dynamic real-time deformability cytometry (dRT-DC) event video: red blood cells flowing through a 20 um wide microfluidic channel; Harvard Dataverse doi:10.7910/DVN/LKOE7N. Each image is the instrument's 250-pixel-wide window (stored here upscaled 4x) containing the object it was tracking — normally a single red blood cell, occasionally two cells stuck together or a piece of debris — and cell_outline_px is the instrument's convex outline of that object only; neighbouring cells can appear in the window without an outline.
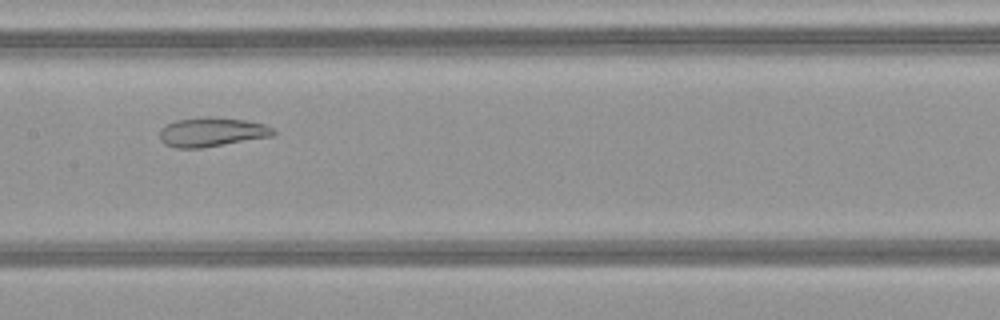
{"species": "common noctule bat (a hibernating species)", "species_latin": "Nyctalus noctula", "temperature_condition": "warm", "stored_images_in_passage": 38, "camera_frame_rate_fps": 3000, "um_per_image_px": 0.085, "animal": {"sex": "female", "body_mass_g": 21.9}, "frame": {"image": 1, "passage_image": 14, "time_ms": 4.333, "image_size_px": [1000, 320], "cell_outline_px": [[276, 132], [272, 136], [204, 148], [176, 148], [164, 144], [160, 140], [160, 128], [164, 124], [176, 120], [204, 116], [208, 116], [244, 120], [264, 124], [272, 128]], "centroid_in_image_um": [17.95, 11.22], "position_along_channel_um": 189.4, "area_um2": 19.54}}
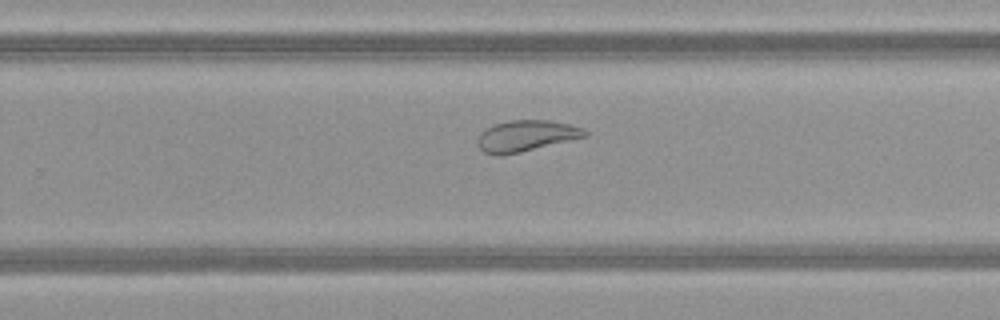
{"frame": {"image": 2, "passage_image": 21, "time_ms": 6.667, "image_size_px": [1000, 320], "cell_outline_px": [[588, 136], [520, 152], [500, 156], [496, 156], [484, 152], [480, 148], [476, 140], [480, 132], [496, 124], [512, 120], [548, 120], [568, 124], [584, 128], [588, 132]], "centroid_in_image_um": [44.72, 11.55], "position_along_channel_um": 285.1, "area_um2": 19.36}}
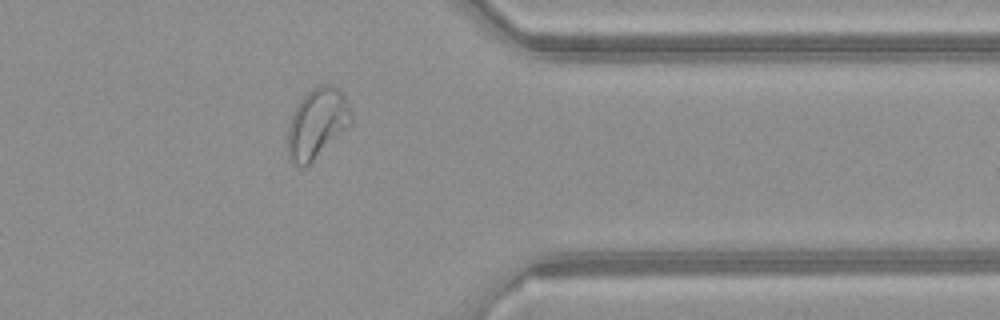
{"frame": {"image": 3, "passage_image": 29, "time_ms": 9.333, "image_size_px": [1000, 320], "cell_outline_px": [[352, 120], [304, 168], [300, 168], [288, 160], [288, 124], [300, 100], [312, 88], [320, 84], [328, 84], [336, 88], [344, 96], [352, 112]], "centroid_in_image_um": [26.9, 10.47], "position_along_channel_um": 384.5, "area_um2": 25.03}, "authors_computed_cell_mechanics": {"area_um2": 22.8599, "velocity_mm_per_s": 4.1181, "shape_relaxation_time_tau1_ms": null, "shape_relaxation_time_tau2_ms": 1.7531, "deformation_change_tau1": null, "deformation_change_tau2": 0.0854}}